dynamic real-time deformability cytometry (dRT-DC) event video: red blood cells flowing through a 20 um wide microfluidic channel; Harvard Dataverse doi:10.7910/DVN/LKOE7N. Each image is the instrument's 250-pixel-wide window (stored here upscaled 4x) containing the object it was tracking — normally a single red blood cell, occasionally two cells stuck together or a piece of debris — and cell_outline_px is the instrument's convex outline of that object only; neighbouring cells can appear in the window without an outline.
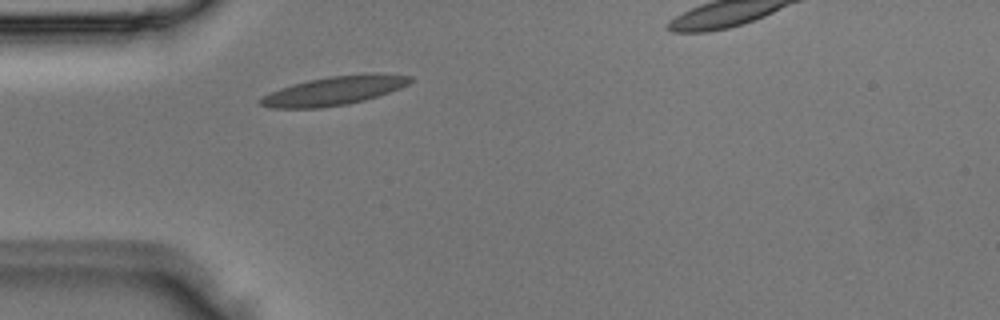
{"species": "Egyptian fruit bat (a non-hibernating species)", "species_latin": "Rousettus aegyptiacus", "temperature_condition": "room temperature", "stored_images_in_passage": 2, "segment_of_instrument_passage": [1, 2], "camera_frame_rate_fps": 3000, "um_per_image_px": 0.085, "animal": {"sex": "male"}, "frame": {"image": 1, "passage_image": 1, "time_ms": 0.0, "image_size_px": [1000, 320], "cell_outline_px": [[412, 80], [408, 84], [400, 88], [364, 100], [348, 104], [320, 108], [272, 108], [260, 104], [260, 100], [264, 96], [280, 88], [292, 84], [308, 80], [328, 76], [412, 76]], "centroid_in_image_um": [28.27, 7.76], "position_along_channel_um": 56.7, "area_um2": 23.87}}